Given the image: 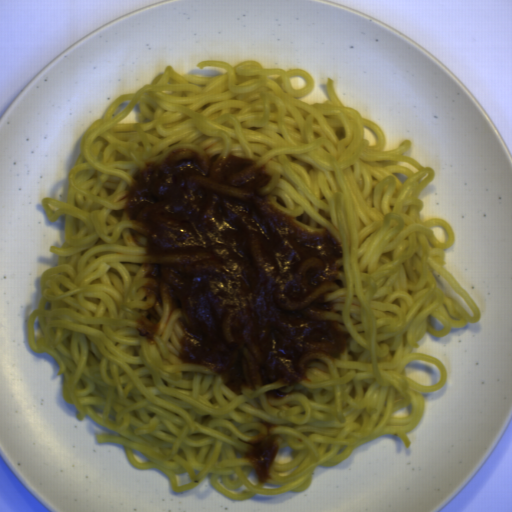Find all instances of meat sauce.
Masks as SVG:
<instances>
[{"label":"meat sauce","mask_w":512,"mask_h":512,"mask_svg":"<svg viewBox=\"0 0 512 512\" xmlns=\"http://www.w3.org/2000/svg\"><path fill=\"white\" fill-rule=\"evenodd\" d=\"M267 164L229 151L173 147L134 172L116 202L144 250L147 302L133 328L158 345L174 312L177 358L217 373L238 396L273 383L326 375L352 334L332 299L345 287L342 241L325 227L300 225L272 203Z\"/></svg>","instance_id":"obj_1"},{"label":"meat sauce","mask_w":512,"mask_h":512,"mask_svg":"<svg viewBox=\"0 0 512 512\" xmlns=\"http://www.w3.org/2000/svg\"><path fill=\"white\" fill-rule=\"evenodd\" d=\"M278 427L276 423L260 421L257 425L258 432L250 436L249 440L239 441L246 445L244 459L253 468L261 482L270 479L269 469L279 451L276 439L278 434L273 429Z\"/></svg>","instance_id":"obj_2"},{"label":"meat sauce","mask_w":512,"mask_h":512,"mask_svg":"<svg viewBox=\"0 0 512 512\" xmlns=\"http://www.w3.org/2000/svg\"><path fill=\"white\" fill-rule=\"evenodd\" d=\"M286 387L287 386H283V387L276 388V389H270V390L264 392L265 397L267 399L279 400V399L285 397L287 394L301 391L299 388H293V389H290L288 392H284L283 389H285Z\"/></svg>","instance_id":"obj_3"}]
</instances>
